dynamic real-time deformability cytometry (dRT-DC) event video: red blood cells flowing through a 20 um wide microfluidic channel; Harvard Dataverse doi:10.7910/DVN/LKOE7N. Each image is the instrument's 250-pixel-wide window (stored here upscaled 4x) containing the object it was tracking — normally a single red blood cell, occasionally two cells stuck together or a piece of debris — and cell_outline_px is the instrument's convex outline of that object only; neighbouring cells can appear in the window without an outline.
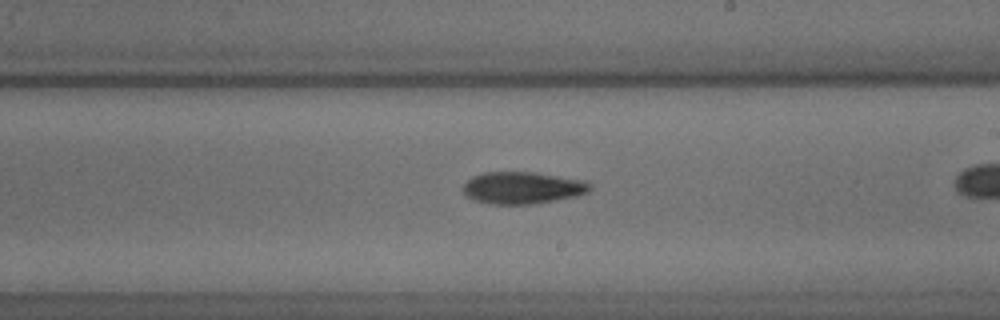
{"species": "common noctule bat (a hibernating species)", "species_latin": "Nyctalus noctula", "temperature_condition": "cold", "stored_images_in_passage": 40, "camera_frame_rate_fps": 3000, "um_per_image_px": 0.085, "animal": {"sex": "male", "body_mass_g": 18.8}, "frame": {"image": 1, "passage_image": 29, "time_ms": 9.333, "image_size_px": [1000, 320], "cell_outline_px": [[592, 188], [588, 192], [576, 196], [532, 204], [488, 204], [472, 200], [464, 196], [464, 184], [472, 176], [484, 172], [536, 172], [584, 180], [592, 184]], "centroid_in_image_um": [44.4, 15.96], "position_along_channel_um": 244.6, "area_um2": 23.87}}